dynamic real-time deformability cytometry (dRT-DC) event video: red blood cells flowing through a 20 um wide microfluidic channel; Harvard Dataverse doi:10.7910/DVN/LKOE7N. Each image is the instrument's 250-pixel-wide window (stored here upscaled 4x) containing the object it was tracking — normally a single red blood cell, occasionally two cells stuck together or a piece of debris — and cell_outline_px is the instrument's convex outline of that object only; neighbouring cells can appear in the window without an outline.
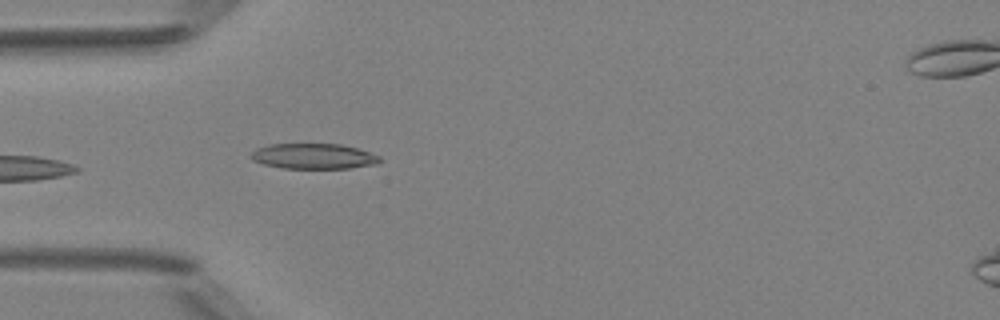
{"species": "Egyptian fruit bat (a non-hibernating species)", "species_latin": "Rousettus aegyptiacus", "temperature_condition": "room temperature", "stored_images_in_passage": 5, "camera_frame_rate_fps": 3000, "um_per_image_px": 0.085, "animal": {"sex": "female"}, "frame": {"image": 1, "passage_image": 4, "time_ms": 3.667, "image_size_px": [1000, 320], "cell_outline_px": [[380, 160], [376, 164], [348, 168], [284, 168], [264, 164], [252, 160], [248, 156], [256, 148], [268, 144], [340, 144], [356, 148], [380, 156]], "centroid_in_image_um": [26.6, 13.27], "position_along_channel_um": 58.4, "area_um2": 18.96}}